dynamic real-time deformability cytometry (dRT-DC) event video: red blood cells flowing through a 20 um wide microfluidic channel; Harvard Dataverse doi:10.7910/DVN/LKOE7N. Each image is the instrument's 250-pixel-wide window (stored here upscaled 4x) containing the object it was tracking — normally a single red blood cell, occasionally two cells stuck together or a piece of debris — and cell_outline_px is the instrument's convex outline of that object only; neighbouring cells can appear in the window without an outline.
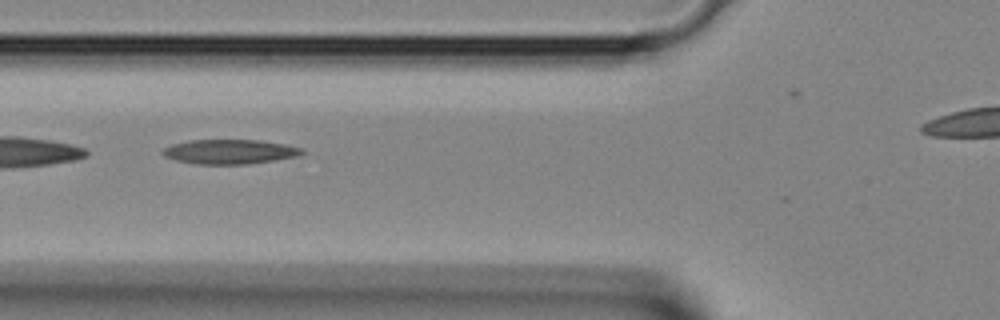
{"species": "Egyptian fruit bat (a non-hibernating species)", "species_latin": "Rousettus aegyptiacus", "temperature_condition": "room temperature", "stored_images_in_passage": 17, "camera_frame_rate_fps": 3000, "um_per_image_px": 0.085, "animal": {"sex": "female"}, "frame": {"image": 1, "passage_image": 3, "time_ms": 0.667, "image_size_px": [1000, 320], "cell_outline_px": [[304, 152], [296, 156], [248, 164], [196, 164], [176, 160], [164, 156], [160, 152], [164, 148], [172, 144], [188, 140], [260, 140], [284, 144], [300, 148]], "centroid_in_image_um": [19.46, 12.89], "position_along_channel_um": 106.3, "area_um2": 19.71}}
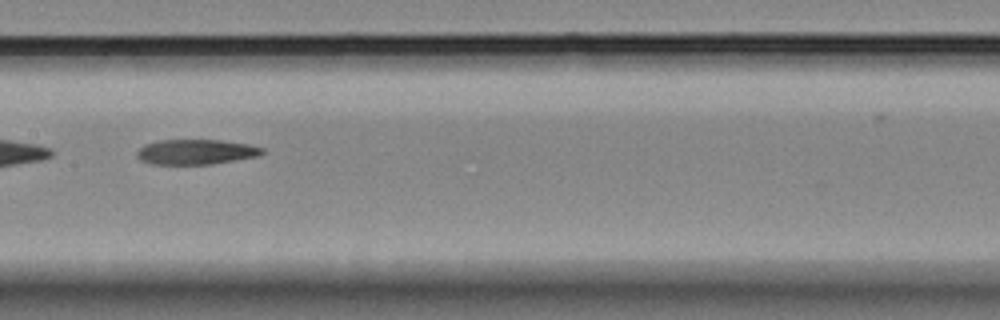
{"frame": {"image": 2, "passage_image": 8, "time_ms": 2.333, "image_size_px": [1000, 320], "cell_outline_px": [[264, 152], [260, 156], [212, 164], [152, 164], [140, 160], [136, 156], [136, 152], [144, 144], [156, 140], [220, 140], [248, 144], [264, 148]], "centroid_in_image_um": [16.65, 12.91], "position_along_channel_um": 190.8, "area_um2": 18.44}}
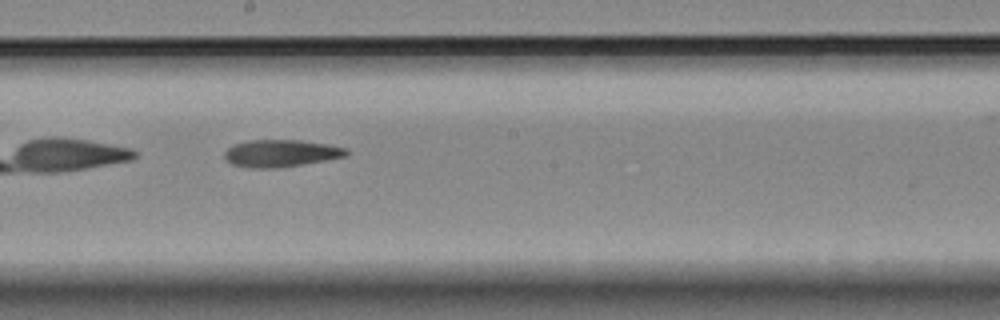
{"frame": {"image": 3, "passage_image": 10, "time_ms": 3.0, "image_size_px": [1000, 320], "cell_outline_px": [[348, 152], [344, 156], [324, 160], [276, 168], [248, 168], [232, 164], [224, 156], [224, 152], [232, 144], [248, 140], [300, 140], [348, 148]], "centroid_in_image_um": [23.81, 13.02], "position_along_channel_um": 224.4, "area_um2": 19.07}}